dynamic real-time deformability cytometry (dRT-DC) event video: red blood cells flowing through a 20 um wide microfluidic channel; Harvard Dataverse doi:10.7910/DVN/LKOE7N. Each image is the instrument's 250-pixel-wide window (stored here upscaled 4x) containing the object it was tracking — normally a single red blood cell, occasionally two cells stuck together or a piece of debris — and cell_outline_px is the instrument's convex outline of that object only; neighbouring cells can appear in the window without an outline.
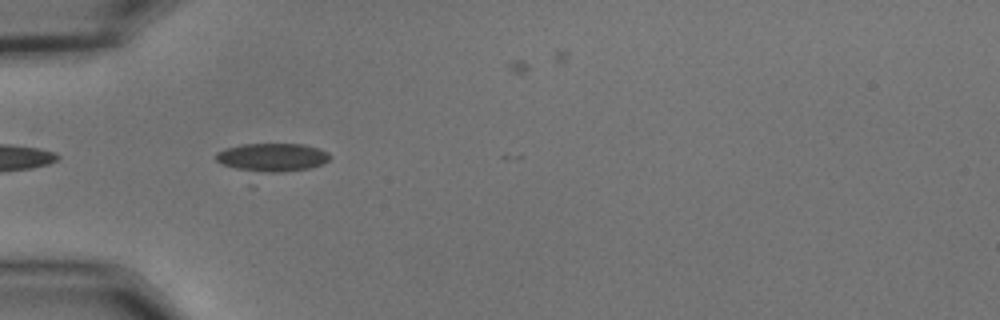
{"species": "common noctule bat (a hibernating species)", "species_latin": "Nyctalus noctula", "temperature_condition": "cold", "stored_images_in_passage": 15, "camera_frame_rate_fps": 3000, "um_per_image_px": 0.085, "animal": {"sex": "male", "body_mass_g": 15.6}, "frame": {"image": 1, "passage_image": 12, "time_ms": 3.667, "image_size_px": [1000, 320], "cell_outline_px": [[328, 160], [320, 164], [308, 168], [280, 172], [252, 172], [236, 168], [224, 164], [216, 160], [216, 152], [224, 148], [244, 144], [304, 144], [328, 152]], "centroid_in_image_um": [23.09, 13.36], "position_along_channel_um": 61.9, "area_um2": 18.5}}